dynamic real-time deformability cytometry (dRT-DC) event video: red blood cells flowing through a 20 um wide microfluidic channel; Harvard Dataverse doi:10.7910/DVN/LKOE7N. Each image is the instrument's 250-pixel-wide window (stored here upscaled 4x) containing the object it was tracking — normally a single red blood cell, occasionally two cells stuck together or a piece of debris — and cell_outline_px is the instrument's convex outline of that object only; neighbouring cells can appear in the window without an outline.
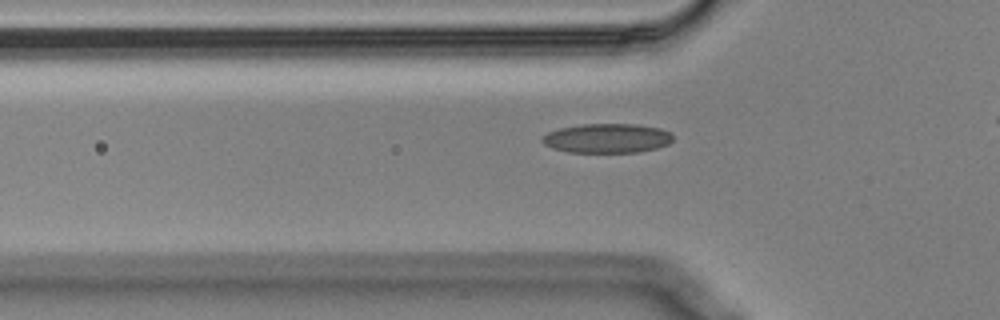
{"species": "Egyptian fruit bat (a non-hibernating species)", "species_latin": "Rousettus aegyptiacus", "temperature_condition": "cold", "stored_images_in_passage": 32, "camera_frame_rate_fps": 3000, "um_per_image_px": 0.085, "animal": {"sex": "male"}, "frame": {"image": 1, "passage_image": 4, "time_ms": 1.0, "image_size_px": [1000, 320], "cell_outline_px": [[672, 140], [668, 144], [656, 148], [640, 152], [568, 152], [552, 148], [544, 144], [540, 140], [540, 136], [548, 132], [560, 128], [580, 124], [636, 124], [660, 128], [668, 132], [672, 136]], "centroid_in_image_um": [51.55, 11.75], "position_along_channel_um": 74.2, "area_um2": 22.43}}
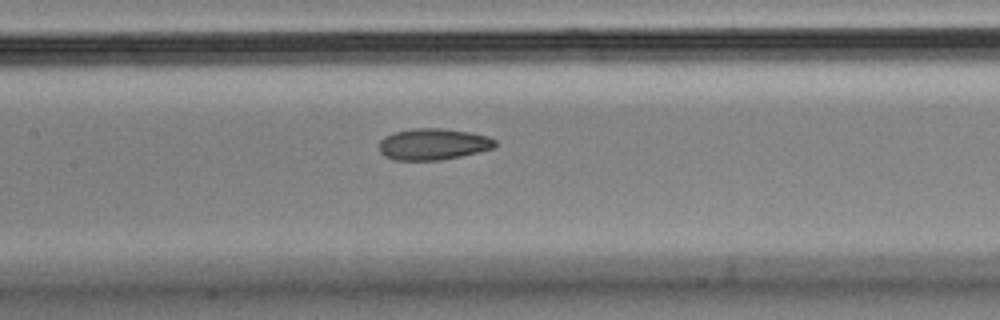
{"frame": {"image": 2, "passage_image": 12, "time_ms": 3.667, "image_size_px": [1000, 320], "cell_outline_px": [[496, 144], [492, 148], [480, 152], [440, 160], [392, 160], [384, 156], [380, 152], [380, 140], [384, 136], [396, 132], [412, 128], [444, 128], [468, 132], [488, 136], [496, 140]], "centroid_in_image_um": [36.8, 12.25], "position_along_channel_um": 170.6, "area_um2": 21.27}}
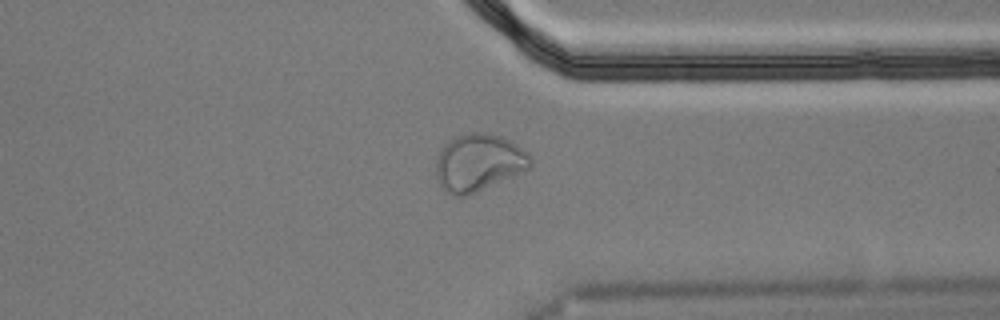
{"frame": {"image": 3, "passage_image": 29, "time_ms": 9.333, "image_size_px": [1000, 320], "cell_outline_px": [[532, 164], [528, 168], [512, 176], [476, 192], [464, 196], [456, 196], [444, 192], [436, 176], [436, 156], [440, 148], [448, 140], [456, 136], [468, 132], [488, 132], [500, 136], [516, 144], [528, 152], [532, 160]], "centroid_in_image_um": [40.64, 13.8], "position_along_channel_um": 370.8, "area_um2": 31.62}}